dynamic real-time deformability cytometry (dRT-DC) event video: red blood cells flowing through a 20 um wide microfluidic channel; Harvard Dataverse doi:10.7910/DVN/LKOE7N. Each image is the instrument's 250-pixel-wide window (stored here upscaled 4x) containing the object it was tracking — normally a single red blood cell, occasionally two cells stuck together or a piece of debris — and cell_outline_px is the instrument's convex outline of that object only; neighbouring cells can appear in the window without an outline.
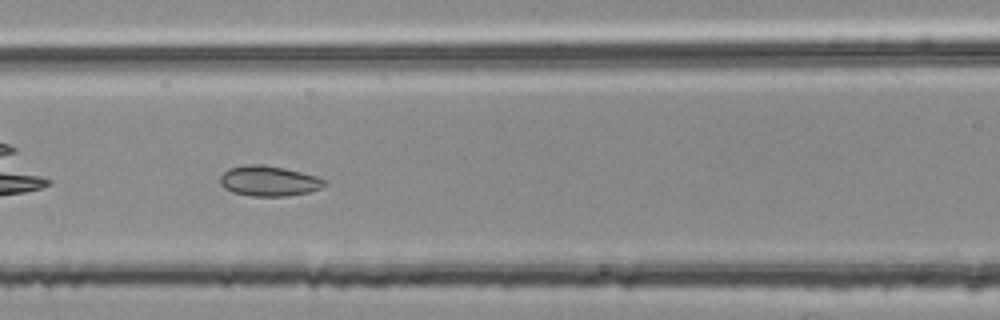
{"species": "common noctule bat (a hibernating species)", "species_latin": "Nyctalus noctula", "temperature_condition": "room temperature", "stored_images_in_passage": 5, "camera_frame_rate_fps": 3000, "um_per_image_px": 0.085, "animal": {"sex": "female", "body_mass_g": 25.1}, "frame": {"image": 1, "passage_image": 4, "time_ms": 1.0, "image_size_px": [1000, 320], "cell_outline_px": [[328, 184], [320, 188], [308, 192], [284, 196], [252, 196], [232, 192], [224, 188], [220, 184], [220, 176], [228, 168], [244, 164], [264, 164], [284, 168], [316, 176], [328, 180]], "centroid_in_image_um": [22.84, 15.37], "position_along_channel_um": 143.8, "area_um2": 18.55}}
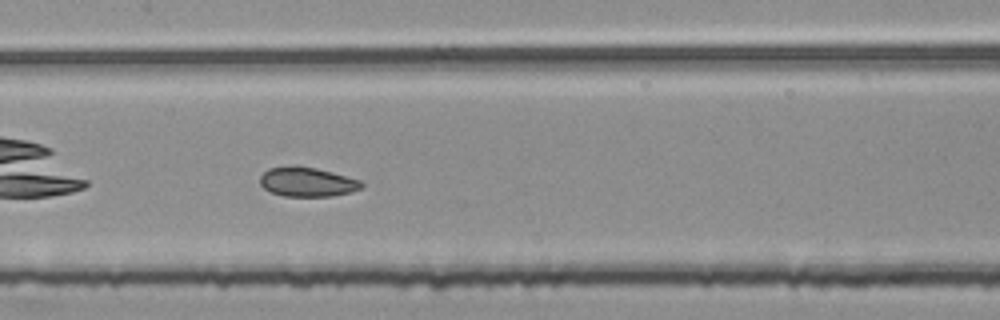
{"frame": {"image": 2, "passage_image": 5, "time_ms": 1.333, "image_size_px": [1000, 320], "cell_outline_px": [[364, 184], [360, 188], [352, 192], [332, 196], [284, 196], [272, 192], [264, 188], [260, 184], [260, 176], [268, 168], [296, 164], [316, 168], [332, 172], [360, 180]], "centroid_in_image_um": [26.1, 15.44], "position_along_channel_um": 181.3, "area_um2": 17.51}}